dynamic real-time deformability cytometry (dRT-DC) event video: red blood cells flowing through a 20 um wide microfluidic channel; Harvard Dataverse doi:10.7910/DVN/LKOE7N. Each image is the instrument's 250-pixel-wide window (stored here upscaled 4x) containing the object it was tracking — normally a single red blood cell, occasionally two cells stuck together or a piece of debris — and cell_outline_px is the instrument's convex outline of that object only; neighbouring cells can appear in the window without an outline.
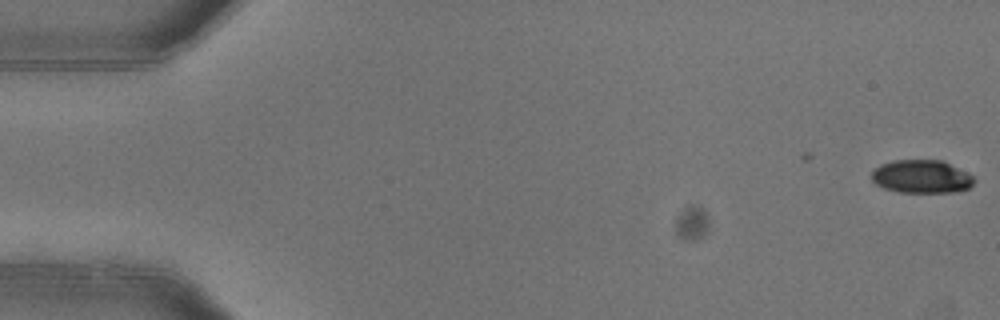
{"species": "common noctule bat (a hibernating species)", "species_latin": "Nyctalus noctula", "temperature_condition": "warm", "stored_images_in_passage": 4, "camera_frame_rate_fps": 3000, "um_per_image_px": 0.085, "animal": {"sex": "female"}, "frame": {"image": 1, "passage_image": 1, "time_ms": 0.0, "image_size_px": [1000, 320], "cell_outline_px": [[976, 180], [968, 188], [956, 192], [900, 192], [884, 188], [876, 184], [872, 180], [872, 172], [880, 164], [896, 160], [940, 160], [972, 176]], "centroid_in_image_um": [78.3, 15.02], "position_along_channel_um": 6.7, "area_um2": 19.48}}